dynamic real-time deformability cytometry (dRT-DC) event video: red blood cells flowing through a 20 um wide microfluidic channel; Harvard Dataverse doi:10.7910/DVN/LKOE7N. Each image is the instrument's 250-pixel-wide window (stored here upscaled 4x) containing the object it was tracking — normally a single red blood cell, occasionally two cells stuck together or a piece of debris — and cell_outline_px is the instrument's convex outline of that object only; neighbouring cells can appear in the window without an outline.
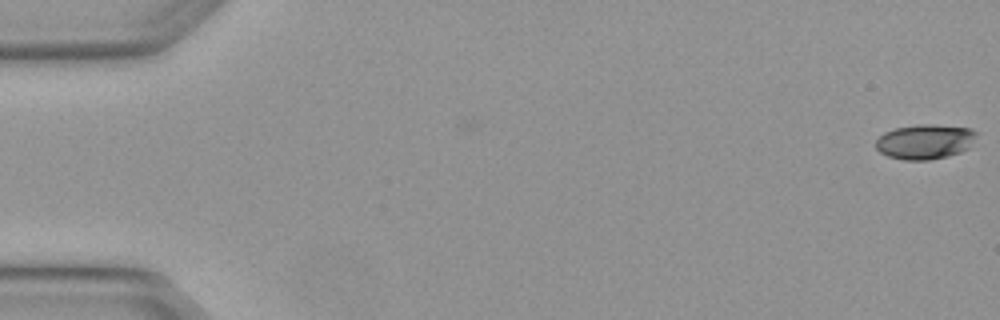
{"species": "Egyptian fruit bat (a non-hibernating species)", "species_latin": "Rousettus aegyptiacus", "temperature_condition": "warm", "stored_images_in_passage": 4, "camera_frame_rate_fps": 3000, "um_per_image_px": 0.085, "animal": {"sex": "female"}, "frame": {"image": 1, "passage_image": 1, "time_ms": 0.0, "image_size_px": [1000, 320], "cell_outline_px": [[976, 132], [968, 148], [960, 152], [948, 156], [928, 160], [904, 160], [888, 156], [880, 152], [876, 148], [876, 140], [884, 132], [896, 128], [920, 124], [932, 124], [972, 128]], "centroid_in_image_um": [78.6, 12.04], "position_along_channel_um": 6.4, "area_um2": 20.29}}
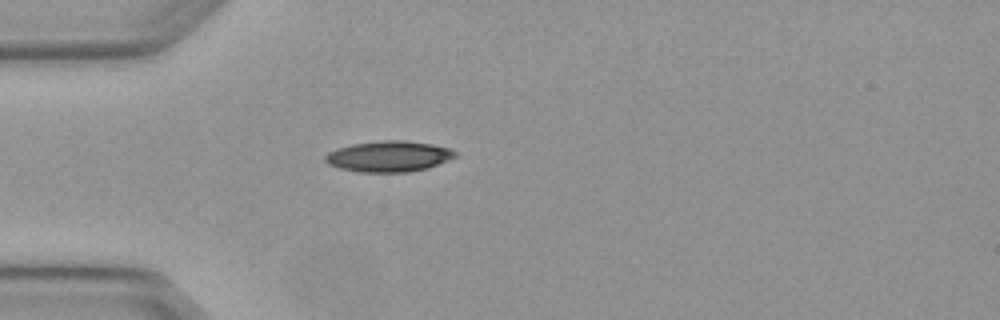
{"frame": {"image": 2, "passage_image": 4, "time_ms": 1.0, "image_size_px": [1000, 320], "cell_outline_px": [[456, 156], [448, 160], [428, 168], [408, 172], [360, 172], [340, 168], [328, 164], [324, 160], [324, 156], [328, 152], [336, 148], [352, 144], [384, 140], [400, 140], [432, 144], [448, 148], [456, 152]], "centroid_in_image_um": [33.01, 13.29], "position_along_channel_um": 52.0, "area_um2": 23.29}}